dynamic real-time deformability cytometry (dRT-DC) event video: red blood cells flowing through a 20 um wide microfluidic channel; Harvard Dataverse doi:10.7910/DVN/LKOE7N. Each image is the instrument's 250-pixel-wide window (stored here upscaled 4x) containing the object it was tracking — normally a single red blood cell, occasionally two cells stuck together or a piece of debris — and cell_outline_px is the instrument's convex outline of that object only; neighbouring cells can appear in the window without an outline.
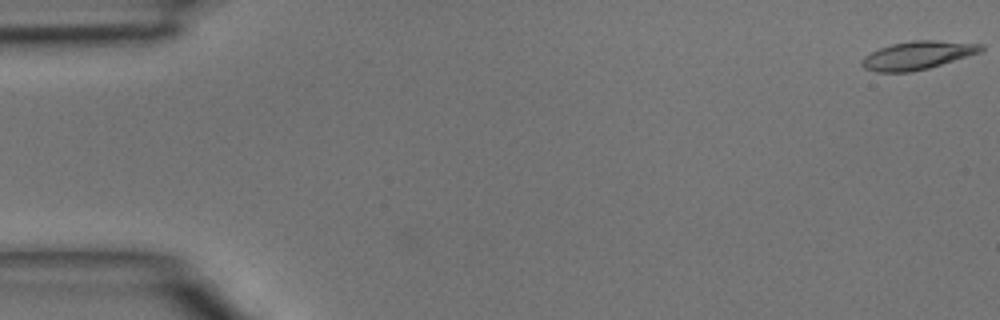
{"species": "common noctule bat (a hibernating species)", "species_latin": "Nyctalus noctula", "temperature_condition": "room temperature", "stored_images_in_passage": 3, "camera_frame_rate_fps": 3000, "um_per_image_px": 0.085, "animal": {"sex": "male", "body_mass_g": 15.6}, "frame": {"image": 1, "passage_image": 1, "time_ms": 0.0, "image_size_px": [1000, 320], "cell_outline_px": [[984, 48], [980, 52], [928, 68], [908, 72], [876, 72], [864, 68], [860, 64], [860, 60], [864, 56], [880, 48], [892, 44], [912, 40], [936, 40], [984, 44]], "centroid_in_image_um": [77.97, 4.69], "position_along_channel_um": 7.0, "area_um2": 19.48}}